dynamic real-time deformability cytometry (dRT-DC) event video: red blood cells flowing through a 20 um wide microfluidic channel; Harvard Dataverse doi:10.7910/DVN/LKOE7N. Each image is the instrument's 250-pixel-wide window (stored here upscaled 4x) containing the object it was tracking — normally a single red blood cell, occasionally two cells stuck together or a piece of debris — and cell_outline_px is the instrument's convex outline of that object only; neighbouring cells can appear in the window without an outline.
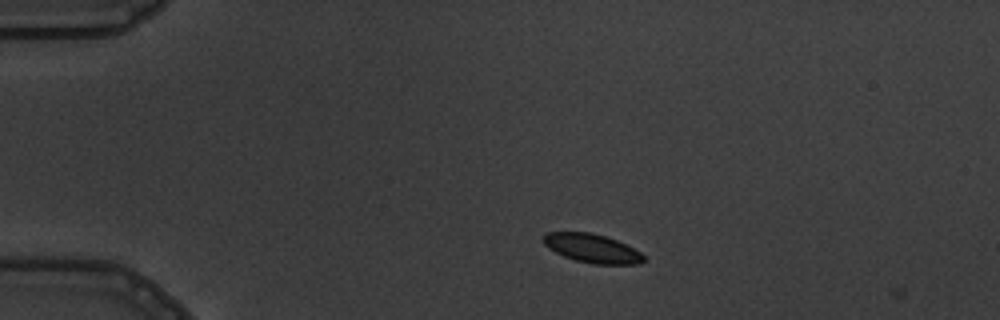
{"species": "common noctule bat (a hibernating species)", "species_latin": "Nyctalus noctula", "temperature_condition": "warm", "stored_images_in_passage": 3, "camera_frame_rate_fps": 3000, "um_per_image_px": 0.085, "animal": {"sex": "male", "body_mass_g": 19.5, "forearm_length_mm": 54.6}, "frame": {"image": 1, "passage_image": 1, "time_ms": 0.0, "image_size_px": [1000, 320], "cell_outline_px": [[644, 260], [640, 264], [592, 264], [576, 260], [564, 256], [548, 248], [540, 240], [544, 232], [592, 232], [616, 240], [640, 252], [644, 256]], "centroid_in_image_um": [50.27, 21.1], "position_along_channel_um": 34.7, "area_um2": 16.82}}